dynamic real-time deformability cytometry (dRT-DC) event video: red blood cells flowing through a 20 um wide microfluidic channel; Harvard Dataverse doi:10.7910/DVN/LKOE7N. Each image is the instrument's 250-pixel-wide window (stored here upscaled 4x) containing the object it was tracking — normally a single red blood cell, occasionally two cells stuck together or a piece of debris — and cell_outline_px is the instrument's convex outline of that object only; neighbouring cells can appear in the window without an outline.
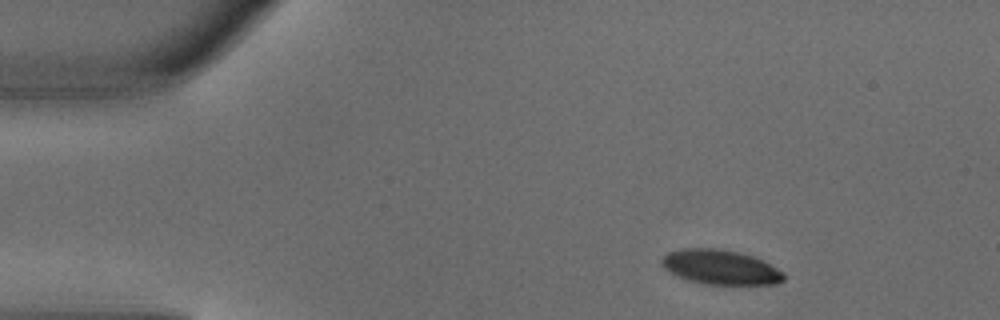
{"species": "common noctule bat (a hibernating species)", "species_latin": "Nyctalus noctula", "temperature_condition": "warm", "stored_images_in_passage": 3, "camera_frame_rate_fps": 3000, "um_per_image_px": 0.085, "animal": {"sex": "male", "body_mass_g": 18.8}, "frame": {"image": 1, "passage_image": 1, "time_ms": 0.0, "image_size_px": [1000, 320], "cell_outline_px": [[784, 280], [776, 284], [704, 284], [668, 272], [660, 264], [660, 260], [668, 252], [684, 248], [712, 248], [736, 252], [752, 256], [784, 272]], "centroid_in_image_um": [61.21, 22.71], "position_along_channel_um": 23.8, "area_um2": 24.22}}